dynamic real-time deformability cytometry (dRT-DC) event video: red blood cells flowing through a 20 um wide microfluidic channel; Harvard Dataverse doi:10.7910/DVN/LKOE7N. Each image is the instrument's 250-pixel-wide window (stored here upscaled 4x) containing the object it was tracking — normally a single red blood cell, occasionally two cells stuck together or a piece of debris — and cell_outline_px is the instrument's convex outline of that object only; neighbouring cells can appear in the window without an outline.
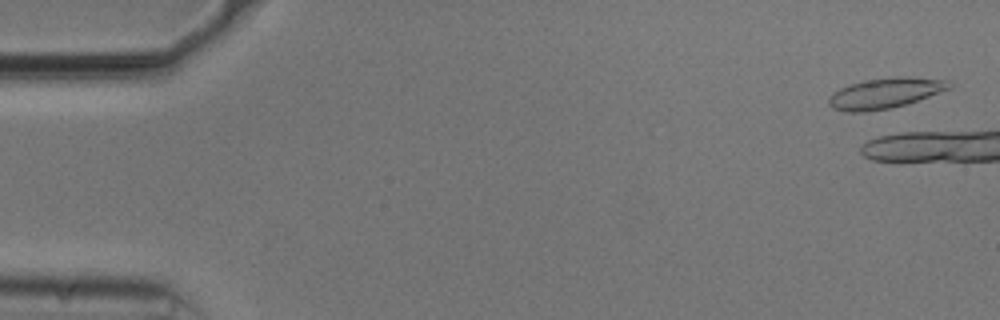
{"species": "common noctule bat (a hibernating species)", "species_latin": "Nyctalus noctula", "temperature_condition": "cold", "stored_images_in_passage": 7, "camera_frame_rate_fps": 3000, "um_per_image_px": 0.085, "animal": {"sex": "male", "body_mass_g": 20.5, "forearm_length_mm": 52.5}, "frame": {"image": 1, "passage_image": 2, "time_ms": 0.333, "image_size_px": [1000, 320], "cell_outline_px": [[952, 88], [892, 108], [864, 112], [844, 112], [832, 108], [828, 104], [828, 96], [832, 92], [840, 88], [864, 80], [896, 76], [908, 76], [948, 80], [952, 84]], "centroid_in_image_um": [75.2, 7.91], "position_along_channel_um": 9.8, "area_um2": 21.5}}